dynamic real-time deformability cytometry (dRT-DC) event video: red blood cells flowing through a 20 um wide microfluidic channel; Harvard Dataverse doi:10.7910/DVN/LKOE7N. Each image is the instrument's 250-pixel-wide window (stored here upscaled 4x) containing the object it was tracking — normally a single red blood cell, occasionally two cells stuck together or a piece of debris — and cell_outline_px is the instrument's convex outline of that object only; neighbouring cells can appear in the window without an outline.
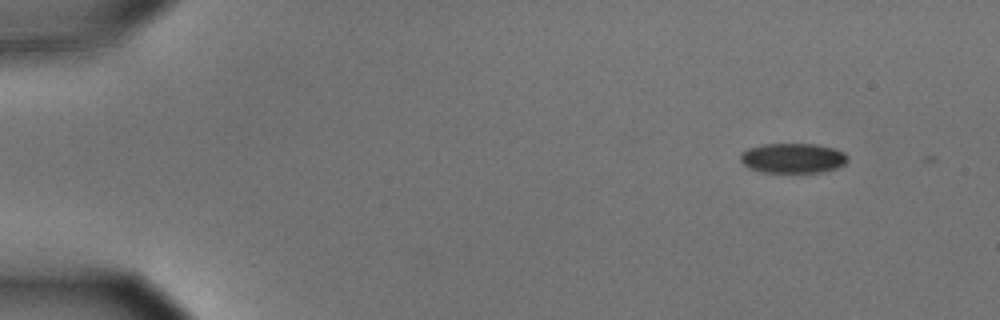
{"species": "common noctule bat (a hibernating species)", "species_latin": "Nyctalus noctula", "temperature_condition": "cold", "stored_images_in_passage": 7, "camera_frame_rate_fps": 3000, "um_per_image_px": 0.085, "animal": {"sex": "male", "body_mass_g": 15.6}, "frame": {"image": 1, "passage_image": 1, "time_ms": 0.0, "image_size_px": [1000, 320], "cell_outline_px": [[848, 160], [844, 164], [836, 168], [820, 172], [760, 172], [748, 168], [740, 160], [740, 152], [748, 148], [760, 144], [816, 144], [832, 148], [844, 152], [848, 156]], "centroid_in_image_um": [67.35, 13.44], "position_along_channel_um": 17.6, "area_um2": 18.79}}